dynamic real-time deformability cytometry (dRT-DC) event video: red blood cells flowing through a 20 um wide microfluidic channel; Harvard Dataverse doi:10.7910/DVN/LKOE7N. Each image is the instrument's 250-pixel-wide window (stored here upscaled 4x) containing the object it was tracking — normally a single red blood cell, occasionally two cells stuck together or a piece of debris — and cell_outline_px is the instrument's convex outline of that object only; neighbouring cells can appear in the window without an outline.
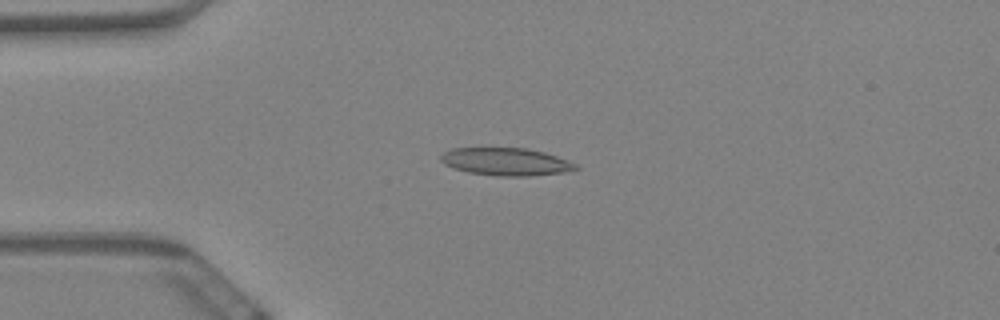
{"species": "Egyptian fruit bat (a non-hibernating species)", "species_latin": "Rousettus aegyptiacus", "temperature_condition": "warm", "stored_images_in_passage": 60, "camera_frame_rate_fps": 3000, "um_per_image_px": 0.085, "animal": {"sex": "female"}, "frame": {"image": 1, "passage_image": 15, "time_ms": 4.667, "image_size_px": [1000, 320], "cell_outline_px": [[580, 168], [560, 172], [528, 176], [500, 176], [468, 172], [444, 164], [440, 160], [440, 156], [444, 152], [452, 148], [528, 148], [544, 152], [556, 156], [576, 164]], "centroid_in_image_um": [42.98, 13.73], "position_along_channel_um": 42.0, "area_um2": 21.44}}
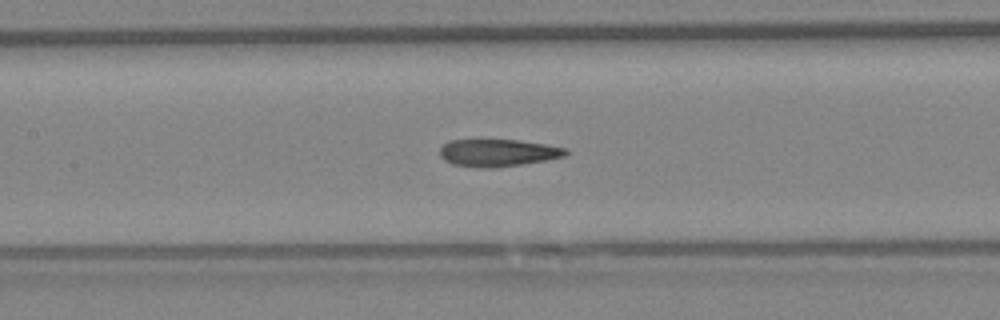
{"frame": {"image": 2, "passage_image": 28, "time_ms": 9.0, "image_size_px": [1000, 320], "cell_outline_px": [[568, 152], [564, 156], [544, 160], [520, 164], [492, 168], [480, 168], [452, 164], [444, 160], [440, 156], [440, 148], [448, 140], [520, 140], [568, 148]], "centroid_in_image_um": [42.29, 12.98], "position_along_channel_um": 165.1, "area_um2": 19.94}}
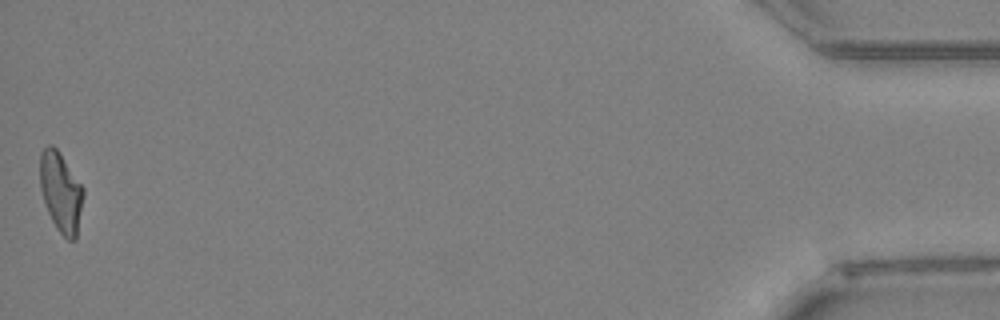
{"frame": {"image": 3, "passage_image": 60, "time_ms": 19.667, "image_size_px": [1000, 320], "cell_outline_px": [[84, 196], [76, 240], [68, 240], [56, 228], [48, 212], [40, 188], [40, 152], [48, 144], [52, 144], [60, 152], [84, 188]], "centroid_in_image_um": [5.18, 16.31], "position_along_channel_um": 430.0, "area_um2": 20.29}, "authors_computed_cell_mechanics": {"area_um2": 20.6924, "velocity_mm_per_s": 3.3935, "shape_relaxation_time_tau1_ms": null, "shape_relaxation_time_tau2_ms": 2.6121, "deformation_change_tau1": null, "deformation_change_tau2": 0.1252}}